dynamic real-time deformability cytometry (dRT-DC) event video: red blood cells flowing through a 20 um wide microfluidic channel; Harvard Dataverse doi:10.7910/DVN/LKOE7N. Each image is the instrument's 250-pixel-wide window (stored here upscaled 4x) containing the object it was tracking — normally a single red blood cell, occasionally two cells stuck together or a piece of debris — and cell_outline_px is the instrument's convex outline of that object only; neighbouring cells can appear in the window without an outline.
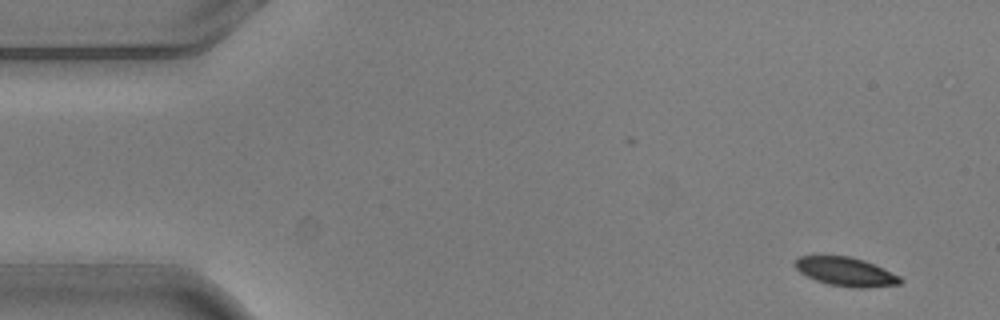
{"species": "common noctule bat (a hibernating species)", "species_latin": "Nyctalus noctula", "temperature_condition": "warm", "stored_images_in_passage": 6, "camera_frame_rate_fps": 3000, "um_per_image_px": 0.085, "animal": {"sex": "male", "body_mass_g": 20.5, "forearm_length_mm": 52.5}, "frame": {"image": 1, "passage_image": 1, "time_ms": 0.0, "image_size_px": [1000, 320], "cell_outline_px": [[904, 280], [900, 284], [868, 288], [852, 288], [828, 284], [816, 280], [800, 272], [792, 264], [800, 256], [848, 256], [864, 260], [884, 268], [900, 276]], "centroid_in_image_um": [71.92, 23.1], "position_along_channel_um": 13.1, "area_um2": 17.74}}
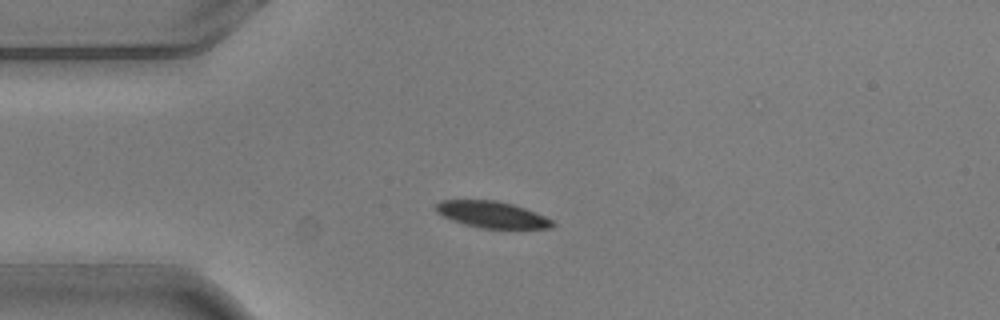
{"frame": {"image": 2, "passage_image": 4, "time_ms": 1.0, "image_size_px": [1000, 320], "cell_outline_px": [[556, 224], [552, 228], [480, 228], [464, 224], [452, 220], [436, 212], [436, 204], [440, 200], [496, 200], [512, 204], [536, 212], [552, 220]], "centroid_in_image_um": [41.82, 18.24], "position_along_channel_um": 43.2, "area_um2": 17.92}}
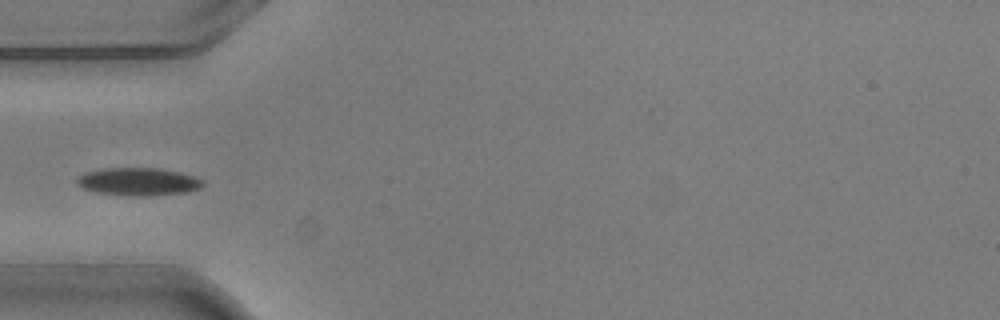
{"frame": {"image": 3, "passage_image": 5, "time_ms": 1.333, "image_size_px": [1000, 320], "cell_outline_px": [[204, 184], [200, 188], [188, 192], [148, 196], [132, 196], [96, 192], [84, 188], [76, 184], [76, 180], [84, 172], [100, 168], [160, 168], [180, 172], [196, 176], [204, 180]], "centroid_in_image_um": [11.79, 15.43], "position_along_channel_um": 73.2, "area_um2": 20.63}}